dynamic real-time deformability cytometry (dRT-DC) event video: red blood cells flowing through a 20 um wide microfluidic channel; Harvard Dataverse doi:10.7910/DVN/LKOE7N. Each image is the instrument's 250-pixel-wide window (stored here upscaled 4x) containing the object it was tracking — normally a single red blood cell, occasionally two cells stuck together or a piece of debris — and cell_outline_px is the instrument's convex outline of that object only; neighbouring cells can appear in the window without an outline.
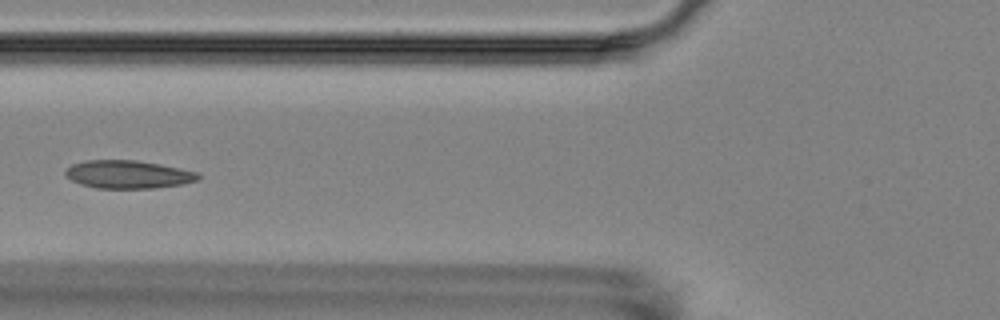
{"species": "Egyptian fruit bat (a non-hibernating species)", "species_latin": "Rousettus aegyptiacus", "temperature_condition": "room temperature", "stored_images_in_passage": 6, "camera_frame_rate_fps": 3000, "um_per_image_px": 0.085, "animal": {"sex": "female"}, "frame": {"image": 1, "passage_image": 6, "time_ms": 6.0, "image_size_px": [1000, 320], "cell_outline_px": [[200, 180], [184, 184], [156, 188], [96, 188], [80, 184], [64, 176], [64, 172], [72, 164], [84, 160], [136, 160], [160, 164], [200, 172]], "centroid_in_image_um": [10.92, 14.82], "position_along_channel_um": 114.9, "area_um2": 21.96}}